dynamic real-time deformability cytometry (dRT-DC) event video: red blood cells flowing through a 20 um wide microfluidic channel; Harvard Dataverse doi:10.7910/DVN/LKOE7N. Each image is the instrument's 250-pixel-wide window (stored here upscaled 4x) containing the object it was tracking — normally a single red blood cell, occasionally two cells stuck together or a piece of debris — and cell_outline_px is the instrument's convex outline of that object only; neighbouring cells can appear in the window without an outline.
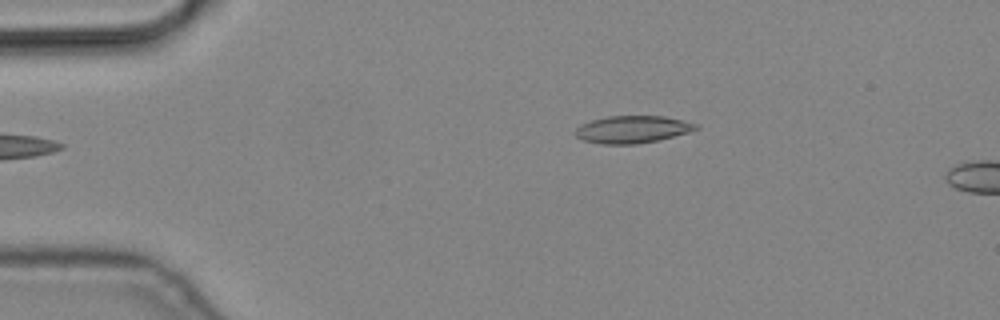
{"species": "common noctule bat (a hibernating species)", "species_latin": "Nyctalus noctula", "temperature_condition": "cold", "stored_images_in_passage": 2, "camera_frame_rate_fps": 3000, "um_per_image_px": 0.085, "animal": {"sex": "male", "body_mass_g": 19.2, "forearm_length_mm": 51.8}, "frame": {"image": 1, "passage_image": 2, "time_ms": 0.333, "image_size_px": [1000, 320], "cell_outline_px": [[700, 128], [688, 132], [656, 140], [636, 144], [600, 144], [584, 140], [576, 136], [576, 128], [580, 124], [592, 120], [608, 116], [664, 116], [700, 124]], "centroid_in_image_um": [53.76, 10.99], "position_along_channel_um": 31.2, "area_um2": 19.07}}